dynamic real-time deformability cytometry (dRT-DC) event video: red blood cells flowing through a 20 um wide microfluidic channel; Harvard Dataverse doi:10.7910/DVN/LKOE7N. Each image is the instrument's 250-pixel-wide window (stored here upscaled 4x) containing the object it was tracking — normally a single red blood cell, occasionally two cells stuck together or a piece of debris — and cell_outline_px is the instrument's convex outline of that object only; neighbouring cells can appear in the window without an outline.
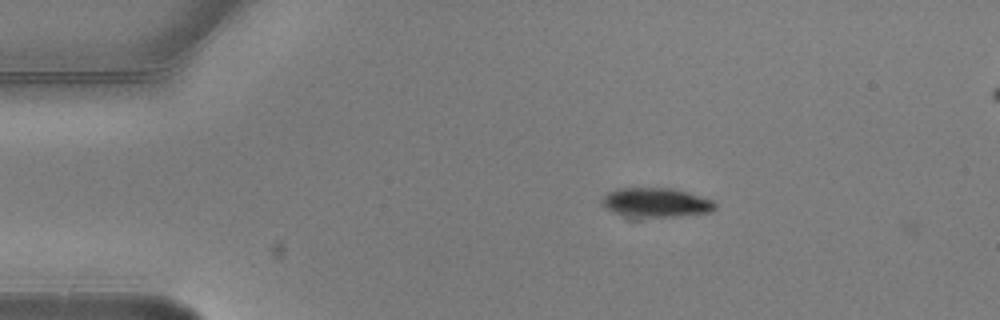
{"species": "common noctule bat (a hibernating species)", "species_latin": "Nyctalus noctula", "temperature_condition": "warm", "stored_images_in_passage": 3, "camera_frame_rate_fps": 3000, "um_per_image_px": 0.085, "animal": {"sex": "male", "body_mass_g": 20.5, "forearm_length_mm": 52.5}, "frame": {"image": 1, "passage_image": 3, "time_ms": 0.667, "image_size_px": [1000, 320], "cell_outline_px": [[716, 208], [712, 212], [680, 216], [636, 220], [628, 220], [604, 208], [600, 204], [600, 200], [608, 192], [616, 188], [672, 188], [688, 192], [712, 200], [716, 204]], "centroid_in_image_um": [55.66, 17.27], "position_along_channel_um": 29.3, "area_um2": 20.46}}